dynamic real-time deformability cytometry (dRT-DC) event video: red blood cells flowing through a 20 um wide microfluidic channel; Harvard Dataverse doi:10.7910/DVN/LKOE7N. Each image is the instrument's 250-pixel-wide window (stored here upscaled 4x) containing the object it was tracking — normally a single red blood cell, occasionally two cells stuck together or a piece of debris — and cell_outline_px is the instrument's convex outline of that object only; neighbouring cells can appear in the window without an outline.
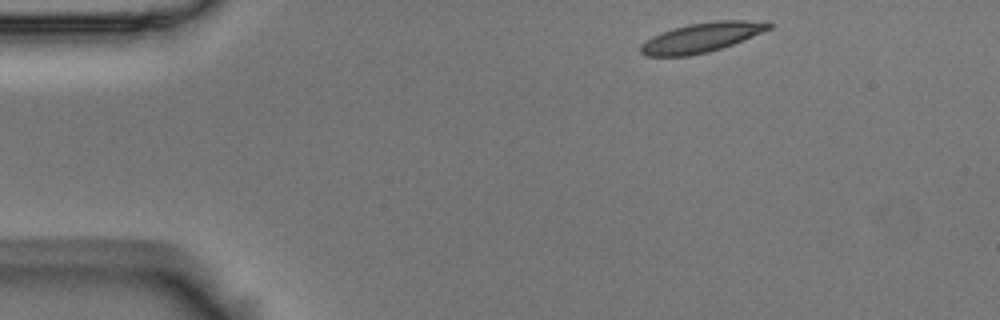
{"species": "Egyptian fruit bat (a non-hibernating species)", "species_latin": "Rousettus aegyptiacus", "temperature_condition": "room temperature", "stored_images_in_passage": 49, "camera_frame_rate_fps": 3000, "um_per_image_px": 0.085, "animal": {"sex": "male"}, "frame": {"image": 1, "passage_image": 1, "time_ms": 0.0, "image_size_px": [1000, 320], "cell_outline_px": [[772, 28], [732, 44], [708, 52], [688, 56], [644, 56], [640, 52], [640, 44], [652, 36], [660, 32], [672, 28], [688, 24], [716, 20], [744, 20], [772, 24]], "centroid_in_image_um": [59.55, 3.19], "position_along_channel_um": 25.5, "area_um2": 21.91}}
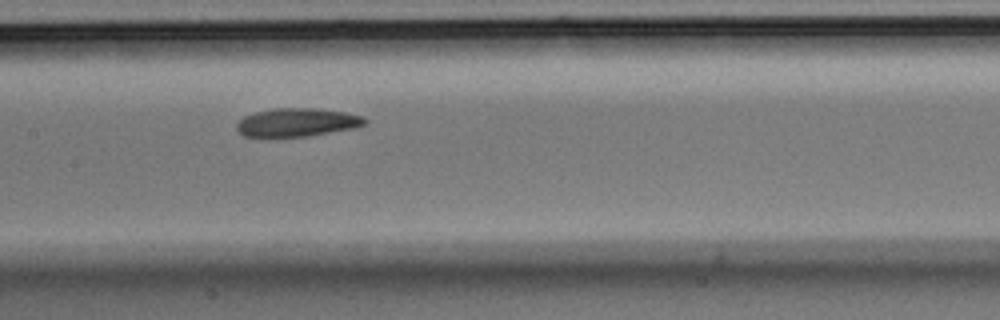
{"frame": {"image": 2, "passage_image": 20, "time_ms": 6.333, "image_size_px": [1000, 320], "cell_outline_px": [[368, 120], [364, 124], [356, 128], [308, 136], [276, 140], [264, 140], [244, 136], [236, 132], [236, 124], [244, 116], [256, 112], [276, 108], [312, 108], [344, 112], [364, 116]], "centroid_in_image_um": [25.16, 10.46], "position_along_channel_um": 182.2, "area_um2": 22.2}}
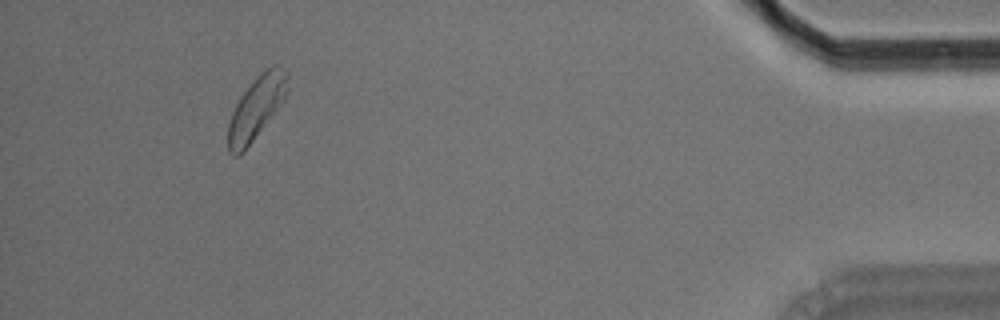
{"frame": {"image": 3, "passage_image": 45, "time_ms": 14.667, "image_size_px": [1000, 320], "cell_outline_px": [[288, 76], [284, 100], [244, 152], [236, 156], [232, 156], [228, 152], [228, 124], [232, 112], [240, 96], [256, 76], [260, 72], [276, 64], [288, 72]], "centroid_in_image_um": [21.76, 9.18], "position_along_channel_um": 413.4, "area_um2": 21.56}, "authors_computed_cell_mechanics": {"area_um2": 21.6172, "velocity_mm_per_s": 3.5377, "shape_relaxation_time_tau1_ms": 3.781, "shape_relaxation_time_tau2_ms": 3.5975, "deformation_change_tau1": 0.1161, "deformation_change_tau2": 0.0924}}